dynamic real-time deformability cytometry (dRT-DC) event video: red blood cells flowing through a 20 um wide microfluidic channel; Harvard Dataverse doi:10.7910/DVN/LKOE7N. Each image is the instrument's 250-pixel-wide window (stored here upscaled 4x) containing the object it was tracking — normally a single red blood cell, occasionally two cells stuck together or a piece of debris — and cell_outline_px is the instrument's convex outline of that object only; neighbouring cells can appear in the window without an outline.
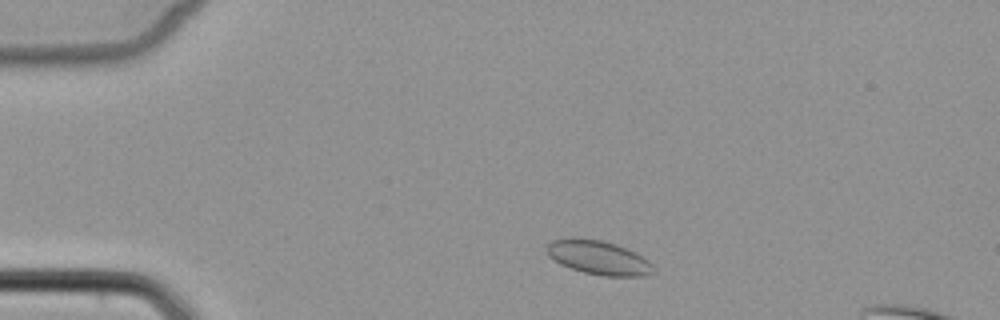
{"species": "common noctule bat (a hibernating species)", "species_latin": "Nyctalus noctula", "temperature_condition": "cold", "stored_images_in_passage": 4, "camera_frame_rate_fps": 3000, "um_per_image_px": 0.085, "animal": {"sex": "female", "body_mass_g": 22.7, "forearm_length_mm": 54.2}, "frame": {"image": 1, "passage_image": 2, "time_ms": 1.0, "image_size_px": [1000, 320], "cell_outline_px": [[656, 272], [644, 276], [604, 276], [584, 272], [560, 264], [548, 256], [544, 248], [552, 240], [568, 236], [580, 236], [600, 240], [616, 244], [636, 252], [648, 260], [656, 268]], "centroid_in_image_um": [50.85, 21.87], "position_along_channel_um": 34.1, "area_um2": 21.68}}